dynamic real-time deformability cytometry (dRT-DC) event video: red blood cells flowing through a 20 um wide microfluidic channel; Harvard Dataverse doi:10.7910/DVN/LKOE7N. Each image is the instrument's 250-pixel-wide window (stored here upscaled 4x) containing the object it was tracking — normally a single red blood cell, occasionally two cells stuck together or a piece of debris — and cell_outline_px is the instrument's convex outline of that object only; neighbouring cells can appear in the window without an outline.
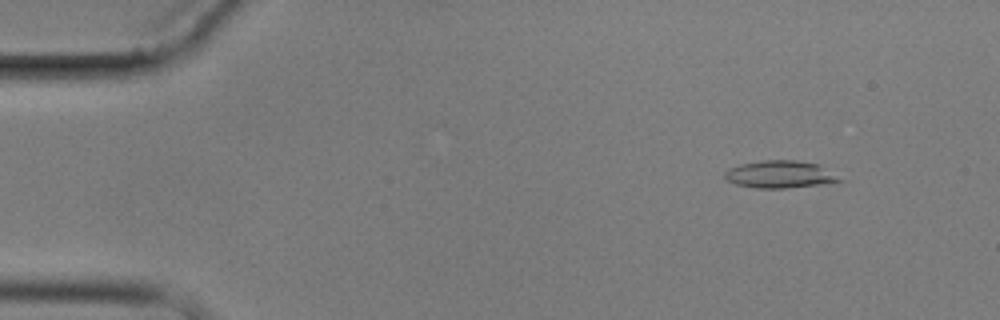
{"species": "common noctule bat (a hibernating species)", "species_latin": "Nyctalus noctula", "temperature_condition": "cold", "stored_images_in_passage": 5, "camera_frame_rate_fps": 3000, "um_per_image_px": 0.085, "animal": {"sex": "male", "body_mass_g": 17.9}, "frame": {"image": 1, "passage_image": 2, "time_ms": 1.333, "image_size_px": [1000, 320], "cell_outline_px": [[844, 180], [816, 184], [784, 188], [756, 188], [736, 184], [728, 180], [724, 176], [724, 172], [728, 168], [740, 164], [764, 160], [796, 160], [820, 164]], "centroid_in_image_um": [66.26, 14.8], "position_along_channel_um": 18.7, "area_um2": 18.09}}